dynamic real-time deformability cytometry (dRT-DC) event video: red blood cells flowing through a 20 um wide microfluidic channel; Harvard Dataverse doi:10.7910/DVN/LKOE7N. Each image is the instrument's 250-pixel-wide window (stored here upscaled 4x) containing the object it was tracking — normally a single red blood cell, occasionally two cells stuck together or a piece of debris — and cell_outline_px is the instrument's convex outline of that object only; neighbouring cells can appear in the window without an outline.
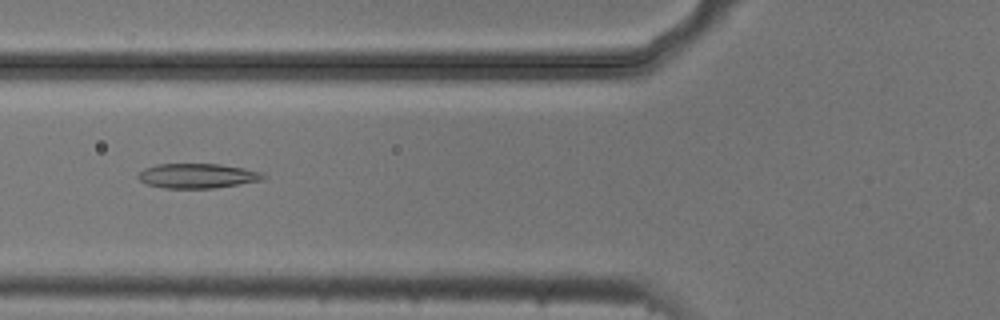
{"species": "common noctule bat (a hibernating species)", "species_latin": "Nyctalus noctula", "temperature_condition": "cold", "stored_images_in_passage": 41, "camera_frame_rate_fps": 3000, "um_per_image_px": 0.085, "animal": {"sex": "male", "body_mass_g": 20.5, "forearm_length_mm": 52.5}, "frame": {"image": 1, "passage_image": 8, "time_ms": 2.333, "image_size_px": [1000, 320], "cell_outline_px": [[268, 176], [264, 180], [212, 188], [164, 188], [148, 184], [140, 180], [136, 176], [136, 172], [144, 168], [156, 164], [220, 164], [244, 168], [260, 172]], "centroid_in_image_um": [16.76, 14.94], "position_along_channel_um": 109.0, "area_um2": 18.09}}
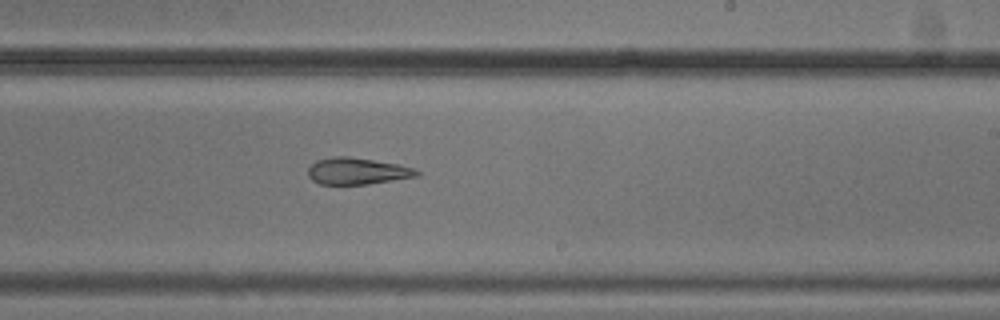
{"frame": {"image": 2, "passage_image": 20, "time_ms": 6.333, "image_size_px": [1000, 320], "cell_outline_px": [[420, 176], [368, 184], [320, 184], [312, 180], [308, 176], [308, 168], [316, 160], [332, 156], [348, 156], [396, 164], [416, 168], [420, 172]], "centroid_in_image_um": [30.37, 14.54], "position_along_channel_um": 258.6, "area_um2": 16.94}}
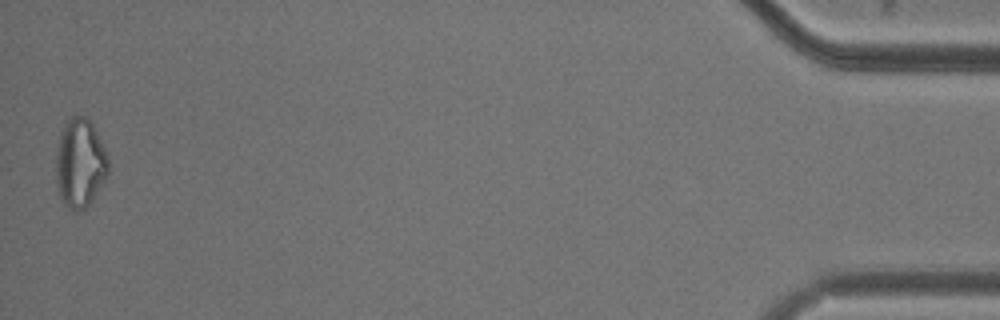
{"frame": {"image": 3, "passage_image": 41, "time_ms": 13.333, "image_size_px": [1000, 320], "cell_outline_px": [[108, 172], [104, 180], [88, 204], [84, 208], [76, 212], [64, 204], [60, 200], [56, 184], [56, 152], [60, 132], [64, 124], [72, 116], [84, 116], [92, 124], [108, 156]], "centroid_in_image_um": [6.76, 13.87], "position_along_channel_um": 428.4, "area_um2": 26.88}, "authors_computed_cell_mechanics": {"area_um2": 18.4382, "velocity_mm_per_s": 3.7284, "shape_relaxation_time_tau1_ms": 5.4678, "shape_relaxation_time_tau2_ms": 4.6312, "deformation_change_tau1": 0.1282, "deformation_change_tau2": 0.1451}}